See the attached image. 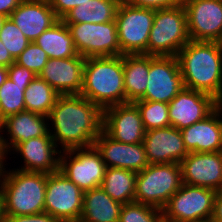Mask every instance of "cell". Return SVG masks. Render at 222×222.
I'll return each instance as SVG.
<instances>
[{"mask_svg": "<svg viewBox=\"0 0 222 222\" xmlns=\"http://www.w3.org/2000/svg\"><path fill=\"white\" fill-rule=\"evenodd\" d=\"M123 55L86 58L80 95L102 110L126 103Z\"/></svg>", "mask_w": 222, "mask_h": 222, "instance_id": "3957f363", "label": "cell"}, {"mask_svg": "<svg viewBox=\"0 0 222 222\" xmlns=\"http://www.w3.org/2000/svg\"><path fill=\"white\" fill-rule=\"evenodd\" d=\"M154 16L155 10L132 6L122 0L115 19L121 55H147Z\"/></svg>", "mask_w": 222, "mask_h": 222, "instance_id": "ba28073f", "label": "cell"}, {"mask_svg": "<svg viewBox=\"0 0 222 222\" xmlns=\"http://www.w3.org/2000/svg\"><path fill=\"white\" fill-rule=\"evenodd\" d=\"M150 55H123L124 89L126 103L140 100L147 88Z\"/></svg>", "mask_w": 222, "mask_h": 222, "instance_id": "d4e9b609", "label": "cell"}, {"mask_svg": "<svg viewBox=\"0 0 222 222\" xmlns=\"http://www.w3.org/2000/svg\"><path fill=\"white\" fill-rule=\"evenodd\" d=\"M3 119L1 118V113H0V125H2Z\"/></svg>", "mask_w": 222, "mask_h": 222, "instance_id": "c3c4849f", "label": "cell"}, {"mask_svg": "<svg viewBox=\"0 0 222 222\" xmlns=\"http://www.w3.org/2000/svg\"><path fill=\"white\" fill-rule=\"evenodd\" d=\"M122 0H88L73 8L61 20L65 24L106 23L116 19Z\"/></svg>", "mask_w": 222, "mask_h": 222, "instance_id": "484cf974", "label": "cell"}, {"mask_svg": "<svg viewBox=\"0 0 222 222\" xmlns=\"http://www.w3.org/2000/svg\"><path fill=\"white\" fill-rule=\"evenodd\" d=\"M14 62L15 59L11 56L9 51L5 48V45H3L0 40V66L8 68Z\"/></svg>", "mask_w": 222, "mask_h": 222, "instance_id": "60d3db41", "label": "cell"}, {"mask_svg": "<svg viewBox=\"0 0 222 222\" xmlns=\"http://www.w3.org/2000/svg\"><path fill=\"white\" fill-rule=\"evenodd\" d=\"M211 220L213 222H222V189L217 191Z\"/></svg>", "mask_w": 222, "mask_h": 222, "instance_id": "ab89813d", "label": "cell"}, {"mask_svg": "<svg viewBox=\"0 0 222 222\" xmlns=\"http://www.w3.org/2000/svg\"><path fill=\"white\" fill-rule=\"evenodd\" d=\"M66 25L71 32L76 51L84 58L121 55L115 20Z\"/></svg>", "mask_w": 222, "mask_h": 222, "instance_id": "30bf717a", "label": "cell"}, {"mask_svg": "<svg viewBox=\"0 0 222 222\" xmlns=\"http://www.w3.org/2000/svg\"><path fill=\"white\" fill-rule=\"evenodd\" d=\"M3 222H60L47 212L30 215H4Z\"/></svg>", "mask_w": 222, "mask_h": 222, "instance_id": "8d00e7d4", "label": "cell"}, {"mask_svg": "<svg viewBox=\"0 0 222 222\" xmlns=\"http://www.w3.org/2000/svg\"><path fill=\"white\" fill-rule=\"evenodd\" d=\"M180 166L183 183L215 191L222 189V151L189 152Z\"/></svg>", "mask_w": 222, "mask_h": 222, "instance_id": "e0dca14e", "label": "cell"}, {"mask_svg": "<svg viewBox=\"0 0 222 222\" xmlns=\"http://www.w3.org/2000/svg\"><path fill=\"white\" fill-rule=\"evenodd\" d=\"M60 95L39 76H36L24 91L25 111L48 117Z\"/></svg>", "mask_w": 222, "mask_h": 222, "instance_id": "f1b7e54d", "label": "cell"}, {"mask_svg": "<svg viewBox=\"0 0 222 222\" xmlns=\"http://www.w3.org/2000/svg\"><path fill=\"white\" fill-rule=\"evenodd\" d=\"M49 57L35 42H30L27 48L15 59V63L39 75Z\"/></svg>", "mask_w": 222, "mask_h": 222, "instance_id": "836d02e7", "label": "cell"}, {"mask_svg": "<svg viewBox=\"0 0 222 222\" xmlns=\"http://www.w3.org/2000/svg\"><path fill=\"white\" fill-rule=\"evenodd\" d=\"M3 128L2 125H0V163H6L7 156L9 155V151L6 148L5 142H4V136L5 134L2 133Z\"/></svg>", "mask_w": 222, "mask_h": 222, "instance_id": "b9f144b4", "label": "cell"}, {"mask_svg": "<svg viewBox=\"0 0 222 222\" xmlns=\"http://www.w3.org/2000/svg\"><path fill=\"white\" fill-rule=\"evenodd\" d=\"M217 191L183 183L162 209L163 222L210 220Z\"/></svg>", "mask_w": 222, "mask_h": 222, "instance_id": "52a82bcc", "label": "cell"}, {"mask_svg": "<svg viewBox=\"0 0 222 222\" xmlns=\"http://www.w3.org/2000/svg\"><path fill=\"white\" fill-rule=\"evenodd\" d=\"M182 185L180 163L149 164L137 173L134 201L162 210Z\"/></svg>", "mask_w": 222, "mask_h": 222, "instance_id": "8992f818", "label": "cell"}, {"mask_svg": "<svg viewBox=\"0 0 222 222\" xmlns=\"http://www.w3.org/2000/svg\"><path fill=\"white\" fill-rule=\"evenodd\" d=\"M29 84H18L9 78L0 86V113L6 117L25 111L24 91Z\"/></svg>", "mask_w": 222, "mask_h": 222, "instance_id": "f546056e", "label": "cell"}, {"mask_svg": "<svg viewBox=\"0 0 222 222\" xmlns=\"http://www.w3.org/2000/svg\"><path fill=\"white\" fill-rule=\"evenodd\" d=\"M182 4L190 40L222 43V0H186Z\"/></svg>", "mask_w": 222, "mask_h": 222, "instance_id": "4fadbf2b", "label": "cell"}, {"mask_svg": "<svg viewBox=\"0 0 222 222\" xmlns=\"http://www.w3.org/2000/svg\"><path fill=\"white\" fill-rule=\"evenodd\" d=\"M6 18L7 17L0 14V31H1V28H2V25H3V22L6 20Z\"/></svg>", "mask_w": 222, "mask_h": 222, "instance_id": "bcb514c9", "label": "cell"}, {"mask_svg": "<svg viewBox=\"0 0 222 222\" xmlns=\"http://www.w3.org/2000/svg\"><path fill=\"white\" fill-rule=\"evenodd\" d=\"M123 204L113 200L102 188L84 191L79 222H119Z\"/></svg>", "mask_w": 222, "mask_h": 222, "instance_id": "cb8c5ba5", "label": "cell"}, {"mask_svg": "<svg viewBox=\"0 0 222 222\" xmlns=\"http://www.w3.org/2000/svg\"><path fill=\"white\" fill-rule=\"evenodd\" d=\"M94 146L100 152L106 167L128 169L138 173L149 165L143 143H121L102 131L95 139Z\"/></svg>", "mask_w": 222, "mask_h": 222, "instance_id": "ffe728a7", "label": "cell"}, {"mask_svg": "<svg viewBox=\"0 0 222 222\" xmlns=\"http://www.w3.org/2000/svg\"><path fill=\"white\" fill-rule=\"evenodd\" d=\"M85 59L79 54L71 58H49L38 76L59 95H80Z\"/></svg>", "mask_w": 222, "mask_h": 222, "instance_id": "ac0fdd59", "label": "cell"}, {"mask_svg": "<svg viewBox=\"0 0 222 222\" xmlns=\"http://www.w3.org/2000/svg\"><path fill=\"white\" fill-rule=\"evenodd\" d=\"M47 173L4 170L1 190L4 215L44 212Z\"/></svg>", "mask_w": 222, "mask_h": 222, "instance_id": "277c9868", "label": "cell"}, {"mask_svg": "<svg viewBox=\"0 0 222 222\" xmlns=\"http://www.w3.org/2000/svg\"><path fill=\"white\" fill-rule=\"evenodd\" d=\"M177 59L184 87L209 94L222 104V43L190 40Z\"/></svg>", "mask_w": 222, "mask_h": 222, "instance_id": "7a4b0ae2", "label": "cell"}, {"mask_svg": "<svg viewBox=\"0 0 222 222\" xmlns=\"http://www.w3.org/2000/svg\"><path fill=\"white\" fill-rule=\"evenodd\" d=\"M88 0H49L51 8L58 19H62L69 11Z\"/></svg>", "mask_w": 222, "mask_h": 222, "instance_id": "74e56055", "label": "cell"}, {"mask_svg": "<svg viewBox=\"0 0 222 222\" xmlns=\"http://www.w3.org/2000/svg\"><path fill=\"white\" fill-rule=\"evenodd\" d=\"M183 88L177 56H150L147 88L140 100L169 103Z\"/></svg>", "mask_w": 222, "mask_h": 222, "instance_id": "7c38bea8", "label": "cell"}, {"mask_svg": "<svg viewBox=\"0 0 222 222\" xmlns=\"http://www.w3.org/2000/svg\"><path fill=\"white\" fill-rule=\"evenodd\" d=\"M5 166H7L5 163H0V187H1V183H2L4 170L7 168Z\"/></svg>", "mask_w": 222, "mask_h": 222, "instance_id": "f6af8a7d", "label": "cell"}, {"mask_svg": "<svg viewBox=\"0 0 222 222\" xmlns=\"http://www.w3.org/2000/svg\"><path fill=\"white\" fill-rule=\"evenodd\" d=\"M119 222H163L162 210L139 202L123 204Z\"/></svg>", "mask_w": 222, "mask_h": 222, "instance_id": "1f68e13d", "label": "cell"}, {"mask_svg": "<svg viewBox=\"0 0 222 222\" xmlns=\"http://www.w3.org/2000/svg\"><path fill=\"white\" fill-rule=\"evenodd\" d=\"M38 76L33 71L19 66L17 63H12L8 67V78L14 83L18 84H30V82Z\"/></svg>", "mask_w": 222, "mask_h": 222, "instance_id": "e575fe53", "label": "cell"}, {"mask_svg": "<svg viewBox=\"0 0 222 222\" xmlns=\"http://www.w3.org/2000/svg\"><path fill=\"white\" fill-rule=\"evenodd\" d=\"M103 131L113 140L126 144L143 143L146 132L140 110L134 102L104 109Z\"/></svg>", "mask_w": 222, "mask_h": 222, "instance_id": "9a60e30c", "label": "cell"}, {"mask_svg": "<svg viewBox=\"0 0 222 222\" xmlns=\"http://www.w3.org/2000/svg\"><path fill=\"white\" fill-rule=\"evenodd\" d=\"M105 169L102 156L94 145L61 151L59 171L83 192L101 186Z\"/></svg>", "mask_w": 222, "mask_h": 222, "instance_id": "9c48e42d", "label": "cell"}, {"mask_svg": "<svg viewBox=\"0 0 222 222\" xmlns=\"http://www.w3.org/2000/svg\"><path fill=\"white\" fill-rule=\"evenodd\" d=\"M137 172L106 167L101 188L121 204L134 202Z\"/></svg>", "mask_w": 222, "mask_h": 222, "instance_id": "83f0119b", "label": "cell"}, {"mask_svg": "<svg viewBox=\"0 0 222 222\" xmlns=\"http://www.w3.org/2000/svg\"><path fill=\"white\" fill-rule=\"evenodd\" d=\"M84 192L59 170L47 175L44 212L60 222H79Z\"/></svg>", "mask_w": 222, "mask_h": 222, "instance_id": "8fae6325", "label": "cell"}, {"mask_svg": "<svg viewBox=\"0 0 222 222\" xmlns=\"http://www.w3.org/2000/svg\"><path fill=\"white\" fill-rule=\"evenodd\" d=\"M8 78V68L0 66V86L7 80Z\"/></svg>", "mask_w": 222, "mask_h": 222, "instance_id": "7bdbcfd3", "label": "cell"}, {"mask_svg": "<svg viewBox=\"0 0 222 222\" xmlns=\"http://www.w3.org/2000/svg\"><path fill=\"white\" fill-rule=\"evenodd\" d=\"M48 121V117L30 111L6 117L2 122V128L3 133L7 135L4 136L7 150L10 151L16 144L31 138L47 135L49 133Z\"/></svg>", "mask_w": 222, "mask_h": 222, "instance_id": "603a6c76", "label": "cell"}, {"mask_svg": "<svg viewBox=\"0 0 222 222\" xmlns=\"http://www.w3.org/2000/svg\"><path fill=\"white\" fill-rule=\"evenodd\" d=\"M4 214H3V202H2V190L0 187V222H3Z\"/></svg>", "mask_w": 222, "mask_h": 222, "instance_id": "ee69618b", "label": "cell"}, {"mask_svg": "<svg viewBox=\"0 0 222 222\" xmlns=\"http://www.w3.org/2000/svg\"><path fill=\"white\" fill-rule=\"evenodd\" d=\"M48 120L49 133L62 151L93 146L103 131V110L81 95H60Z\"/></svg>", "mask_w": 222, "mask_h": 222, "instance_id": "6da1fadb", "label": "cell"}, {"mask_svg": "<svg viewBox=\"0 0 222 222\" xmlns=\"http://www.w3.org/2000/svg\"><path fill=\"white\" fill-rule=\"evenodd\" d=\"M221 103L201 91L183 88L169 103L170 126L182 130L205 119Z\"/></svg>", "mask_w": 222, "mask_h": 222, "instance_id": "5bb4252c", "label": "cell"}, {"mask_svg": "<svg viewBox=\"0 0 222 222\" xmlns=\"http://www.w3.org/2000/svg\"><path fill=\"white\" fill-rule=\"evenodd\" d=\"M143 144L149 164L180 163L189 154L180 130L173 126L146 131Z\"/></svg>", "mask_w": 222, "mask_h": 222, "instance_id": "d6986e66", "label": "cell"}, {"mask_svg": "<svg viewBox=\"0 0 222 222\" xmlns=\"http://www.w3.org/2000/svg\"><path fill=\"white\" fill-rule=\"evenodd\" d=\"M199 222H213V221L210 219V220H204V221H199Z\"/></svg>", "mask_w": 222, "mask_h": 222, "instance_id": "7dc6e473", "label": "cell"}, {"mask_svg": "<svg viewBox=\"0 0 222 222\" xmlns=\"http://www.w3.org/2000/svg\"><path fill=\"white\" fill-rule=\"evenodd\" d=\"M0 40L14 59H16L30 43L10 18H6L3 22L0 31Z\"/></svg>", "mask_w": 222, "mask_h": 222, "instance_id": "d6a6232c", "label": "cell"}, {"mask_svg": "<svg viewBox=\"0 0 222 222\" xmlns=\"http://www.w3.org/2000/svg\"><path fill=\"white\" fill-rule=\"evenodd\" d=\"M140 110L145 131L170 126L168 103L148 100L134 102Z\"/></svg>", "mask_w": 222, "mask_h": 222, "instance_id": "4dcf8cb0", "label": "cell"}, {"mask_svg": "<svg viewBox=\"0 0 222 222\" xmlns=\"http://www.w3.org/2000/svg\"><path fill=\"white\" fill-rule=\"evenodd\" d=\"M189 41L187 14L182 3L172 8L155 10L147 55L177 56Z\"/></svg>", "mask_w": 222, "mask_h": 222, "instance_id": "5b68a950", "label": "cell"}, {"mask_svg": "<svg viewBox=\"0 0 222 222\" xmlns=\"http://www.w3.org/2000/svg\"><path fill=\"white\" fill-rule=\"evenodd\" d=\"M180 132L188 152L222 151V104L205 119Z\"/></svg>", "mask_w": 222, "mask_h": 222, "instance_id": "44dd1931", "label": "cell"}, {"mask_svg": "<svg viewBox=\"0 0 222 222\" xmlns=\"http://www.w3.org/2000/svg\"><path fill=\"white\" fill-rule=\"evenodd\" d=\"M125 3L132 6L142 7L146 9H166L178 6L180 0H123Z\"/></svg>", "mask_w": 222, "mask_h": 222, "instance_id": "d590c367", "label": "cell"}, {"mask_svg": "<svg viewBox=\"0 0 222 222\" xmlns=\"http://www.w3.org/2000/svg\"><path fill=\"white\" fill-rule=\"evenodd\" d=\"M23 0H0V14L9 18Z\"/></svg>", "mask_w": 222, "mask_h": 222, "instance_id": "f35d334b", "label": "cell"}, {"mask_svg": "<svg viewBox=\"0 0 222 222\" xmlns=\"http://www.w3.org/2000/svg\"><path fill=\"white\" fill-rule=\"evenodd\" d=\"M34 42L47 53L49 58L63 59L78 55L69 27L61 19Z\"/></svg>", "mask_w": 222, "mask_h": 222, "instance_id": "4316f807", "label": "cell"}, {"mask_svg": "<svg viewBox=\"0 0 222 222\" xmlns=\"http://www.w3.org/2000/svg\"><path fill=\"white\" fill-rule=\"evenodd\" d=\"M61 151L48 133L16 144L9 154L21 155L24 163L19 170L50 174L59 170Z\"/></svg>", "mask_w": 222, "mask_h": 222, "instance_id": "2e32d148", "label": "cell"}, {"mask_svg": "<svg viewBox=\"0 0 222 222\" xmlns=\"http://www.w3.org/2000/svg\"><path fill=\"white\" fill-rule=\"evenodd\" d=\"M9 18L30 42L59 20L46 0H23Z\"/></svg>", "mask_w": 222, "mask_h": 222, "instance_id": "7402d4cb", "label": "cell"}]
</instances>
